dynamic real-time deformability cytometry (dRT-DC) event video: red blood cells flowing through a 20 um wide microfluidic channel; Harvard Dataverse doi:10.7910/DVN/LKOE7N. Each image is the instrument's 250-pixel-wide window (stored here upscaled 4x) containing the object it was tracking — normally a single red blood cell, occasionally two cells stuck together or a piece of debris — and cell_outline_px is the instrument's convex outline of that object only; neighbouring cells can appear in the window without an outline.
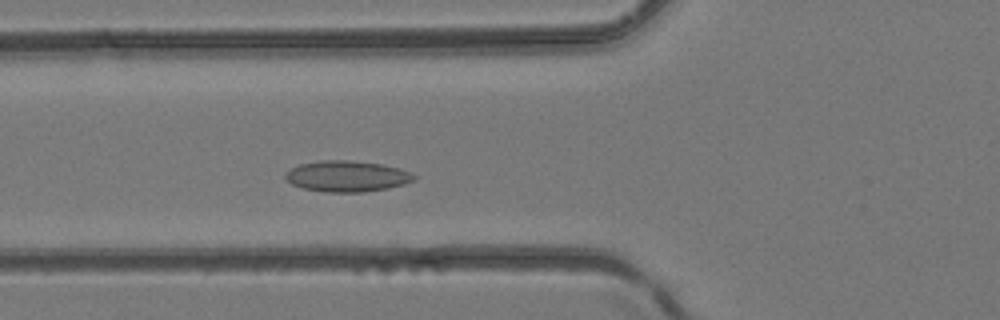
{"species": "common noctule bat (a hibernating species)", "species_latin": "Nyctalus noctula", "temperature_condition": "room temperature", "stored_images_in_passage": 33, "camera_frame_rate_fps": 3000, "um_per_image_px": 0.085, "animal": {"sex": "female", "body_mass_g": 24.6, "forearm_length_mm": 56.2}, "frame": {"image": 1, "passage_image": 7, "time_ms": 2.0, "image_size_px": [1000, 320], "cell_outline_px": [[416, 180], [404, 184], [388, 188], [364, 192], [324, 192], [304, 188], [292, 184], [284, 176], [292, 168], [300, 164], [320, 160], [348, 160], [380, 164], [400, 168], [412, 172], [416, 176]], "centroid_in_image_um": [29.54, 14.98], "position_along_channel_um": 96.3, "area_um2": 23.18}}
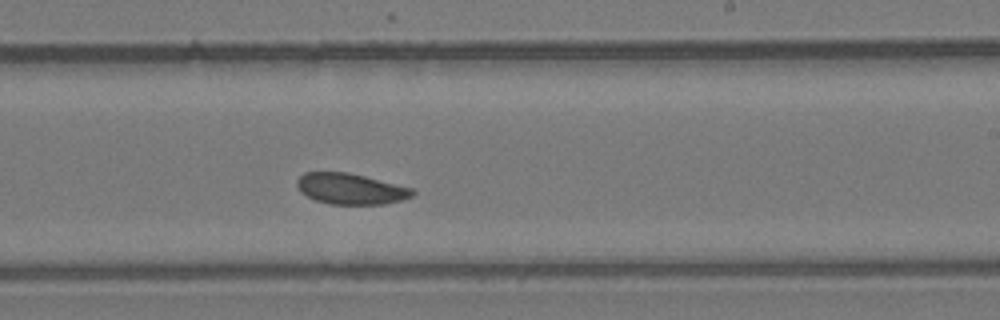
{"frame": {"image": 2, "passage_image": 17, "time_ms": 5.333, "image_size_px": [1000, 320], "cell_outline_px": [[416, 192], [412, 196], [400, 200], [384, 204], [332, 204], [316, 200], [300, 192], [296, 184], [296, 180], [304, 172], [348, 172], [412, 188]], "centroid_in_image_um": [29.78, 16.04], "position_along_channel_um": 259.2, "area_um2": 20.63}}
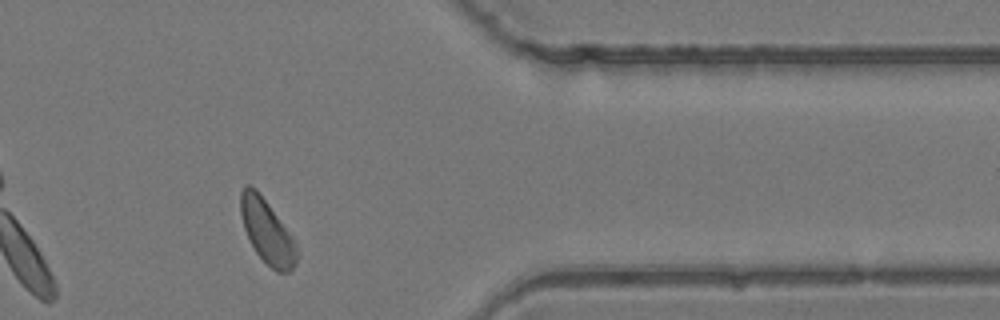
{"frame": {"image": 3, "passage_image": 26, "time_ms": 8.333, "image_size_px": [1000, 320], "cell_outline_px": [[296, 264], [288, 272], [276, 272], [256, 252], [244, 228], [240, 212], [240, 192], [244, 184], [248, 184], [256, 188], [292, 236], [296, 252]], "centroid_in_image_um": [22.66, 19.64], "position_along_channel_um": 388.7, "area_um2": 20.4}}